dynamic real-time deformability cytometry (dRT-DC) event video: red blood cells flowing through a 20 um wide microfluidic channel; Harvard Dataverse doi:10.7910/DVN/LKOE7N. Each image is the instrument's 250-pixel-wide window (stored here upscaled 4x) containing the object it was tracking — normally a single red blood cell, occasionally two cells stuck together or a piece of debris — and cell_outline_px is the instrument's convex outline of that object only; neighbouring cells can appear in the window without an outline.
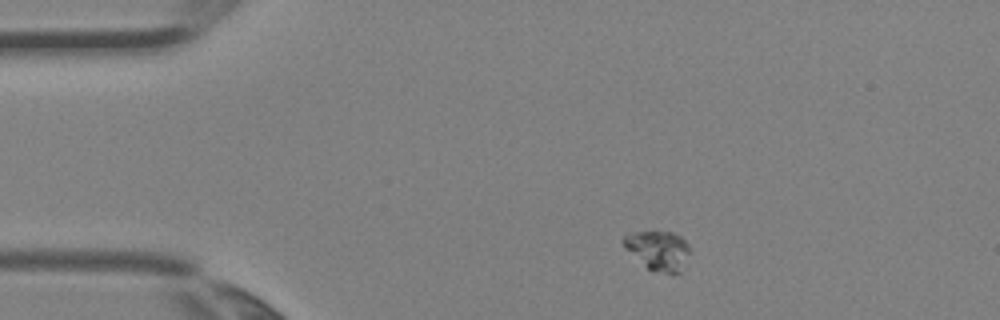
{"species": "Egyptian fruit bat (a non-hibernating species)", "species_latin": "Rousettus aegyptiacus", "temperature_condition": "room temperature", "stored_images_in_passage": 2, "camera_frame_rate_fps": 3000, "um_per_image_px": 0.085, "animal": {"sex": "female"}, "frame": {"image": 1, "passage_image": 1, "time_ms": 0.0, "image_size_px": [1000, 320], "cell_outline_px": [[692, 252], [680, 272], [652, 272], [624, 248], [620, 240], [624, 236], [636, 232], [672, 232], [680, 236], [688, 244]], "centroid_in_image_um": [55.95, 21.28], "position_along_channel_um": 29.1, "area_um2": 15.32}}